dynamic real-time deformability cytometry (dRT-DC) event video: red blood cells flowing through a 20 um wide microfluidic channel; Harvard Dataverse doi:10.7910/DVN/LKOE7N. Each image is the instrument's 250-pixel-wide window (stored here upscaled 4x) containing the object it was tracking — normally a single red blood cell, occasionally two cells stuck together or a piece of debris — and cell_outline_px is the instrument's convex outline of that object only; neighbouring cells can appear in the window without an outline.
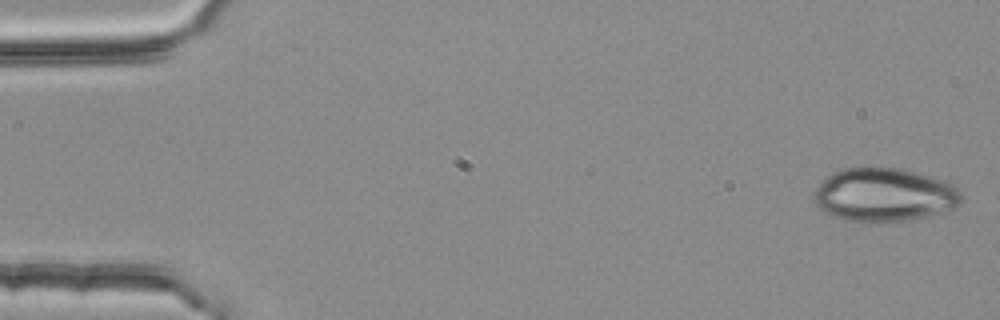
{"species": "common noctule bat (a hibernating species)", "species_latin": "Nyctalus noctula", "temperature_condition": "room temperature", "stored_images_in_passage": 4, "camera_frame_rate_fps": 3000, "um_per_image_px": 0.085, "animal": {"sex": "female", "body_mass_g": 25.1}, "frame": {"image": 1, "passage_image": 1, "time_ms": 0.0, "image_size_px": [1000, 320], "cell_outline_px": [[960, 200], [952, 208], [940, 212], [908, 220], [884, 224], [872, 224], [844, 220], [820, 208], [816, 204], [812, 196], [820, 184], [832, 172], [844, 168], [900, 168], [916, 172], [940, 180], [956, 188], [960, 192]], "centroid_in_image_um": [75.09, 16.59], "position_along_channel_um": 9.9, "area_um2": 45.55}}